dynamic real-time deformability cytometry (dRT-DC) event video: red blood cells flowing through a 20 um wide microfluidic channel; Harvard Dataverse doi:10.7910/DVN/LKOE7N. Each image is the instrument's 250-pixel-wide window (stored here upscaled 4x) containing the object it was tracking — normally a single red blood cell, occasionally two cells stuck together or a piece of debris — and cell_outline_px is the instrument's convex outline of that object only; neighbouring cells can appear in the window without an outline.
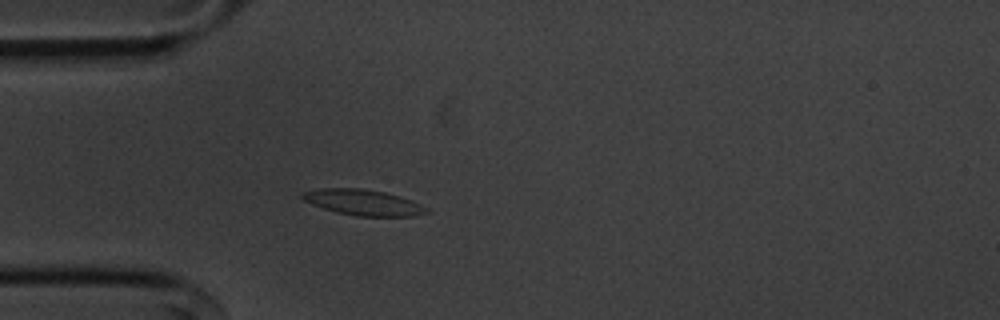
{"species": "common noctule bat (a hibernating species)", "species_latin": "Nyctalus noctula", "temperature_condition": "cold", "stored_images_in_passage": 54, "camera_frame_rate_fps": 3000, "um_per_image_px": 0.085, "animal": {"sex": "male", "body_mass_g": 20.1, "forearm_length_mm": 53.5}, "frame": {"image": 1, "passage_image": 14, "time_ms": 4.333, "image_size_px": [1000, 320], "cell_outline_px": [[432, 212], [416, 216], [356, 216], [336, 212], [312, 204], [304, 200], [300, 196], [300, 192], [320, 188], [360, 188], [384, 192], [400, 196], [420, 204], [428, 208]], "centroid_in_image_um": [30.88, 17.21], "position_along_channel_um": 54.1, "area_um2": 18.73}}
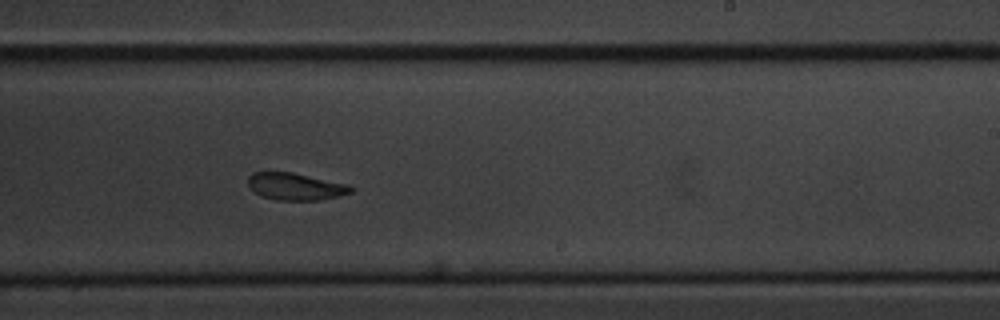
{"frame": {"image": 2, "passage_image": 32, "time_ms": 10.333, "image_size_px": [1000, 320], "cell_outline_px": [[356, 188], [352, 192], [340, 196], [320, 200], [276, 200], [260, 196], [248, 184], [248, 176], [252, 172], [292, 172], [348, 184]], "centroid_in_image_um": [25.15, 15.85], "position_along_channel_um": 263.9, "area_um2": 16.36}}
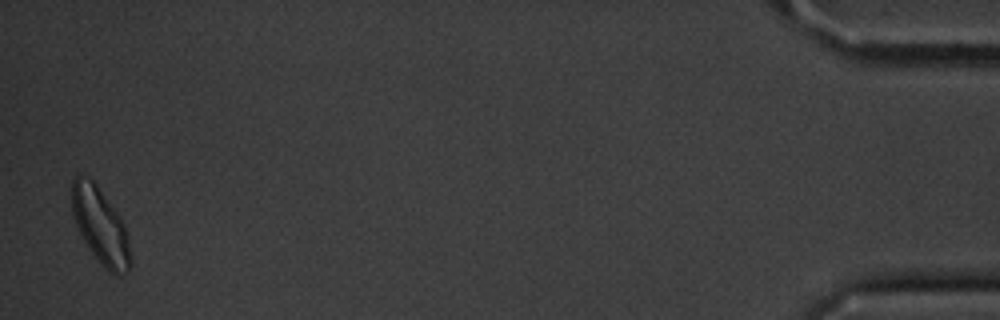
{"frame": {"image": 3, "passage_image": 53, "time_ms": 17.333, "image_size_px": [1000, 320], "cell_outline_px": [[132, 264], [128, 272], [120, 276], [116, 276], [104, 268], [100, 264], [80, 236], [72, 216], [72, 180], [76, 176], [80, 176], [92, 180], [96, 184], [120, 216], [124, 224], [128, 240], [132, 260]], "centroid_in_image_um": [8.54, 19.27], "position_along_channel_um": 426.7, "area_um2": 26.13}, "authors_computed_cell_mechanics": {"area_um2": 17.6001, "velocity_mm_per_s": 3.5962, "shape_relaxation_time_tau1_ms": 4.5455, "shape_relaxation_time_tau2_ms": 7.0636, "deformation_change_tau1": 0.1138, "deformation_change_tau2": 0.1082}}